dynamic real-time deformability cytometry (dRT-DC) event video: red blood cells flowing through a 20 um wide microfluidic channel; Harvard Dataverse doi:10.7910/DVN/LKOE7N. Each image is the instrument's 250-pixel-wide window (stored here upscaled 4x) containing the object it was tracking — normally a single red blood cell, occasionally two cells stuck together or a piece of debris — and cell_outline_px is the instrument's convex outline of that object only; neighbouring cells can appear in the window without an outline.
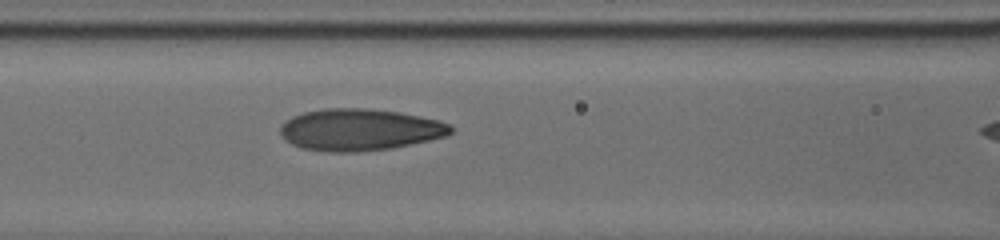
{"species": "human", "species_latin": "Homo sapiens", "temperature_condition": "cold", "stored_images_in_passage": 9, "camera_frame_rate_fps": 3000, "um_per_image_px": 0.085, "donor": {"sex": "male"}, "frame": {"image": 1, "passage_image": 6, "time_ms": 1.667, "image_size_px": [1000, 240], "cell_outline_px": [[452, 132], [448, 136], [392, 148], [356, 152], [328, 152], [304, 148], [292, 144], [280, 136], [280, 128], [292, 116], [304, 112], [324, 108], [364, 108], [400, 112], [420, 116], [436, 120], [448, 124], [452, 128]], "centroid_in_image_um": [30.57, 11.02], "position_along_channel_um": 136.0, "area_um2": 41.38}}
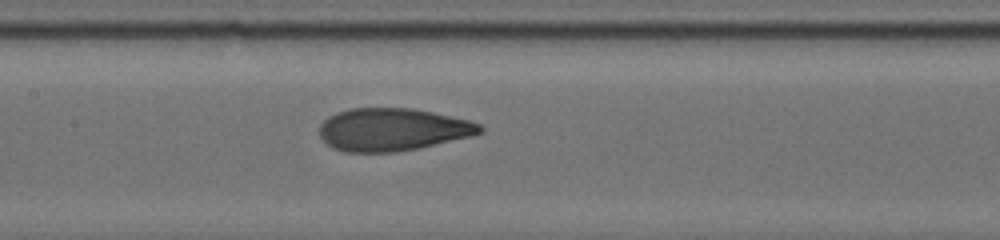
{"frame": {"image": 2, "passage_image": 8, "time_ms": 2.667, "image_size_px": [1000, 240], "cell_outline_px": [[484, 132], [472, 136], [420, 148], [396, 152], [348, 152], [336, 148], [328, 144], [320, 136], [320, 124], [328, 116], [336, 112], [352, 108], [412, 108], [432, 112], [468, 120], [480, 124], [484, 128]], "centroid_in_image_um": [33.39, 11.01], "position_along_channel_um": 174.0, "area_um2": 39.88}}